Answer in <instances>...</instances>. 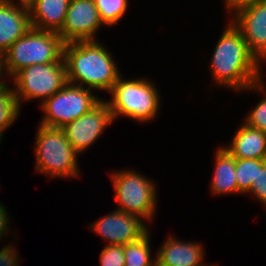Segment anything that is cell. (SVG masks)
I'll list each match as a JSON object with an SVG mask.
<instances>
[{
  "instance_id": "8",
  "label": "cell",
  "mask_w": 266,
  "mask_h": 266,
  "mask_svg": "<svg viewBox=\"0 0 266 266\" xmlns=\"http://www.w3.org/2000/svg\"><path fill=\"white\" fill-rule=\"evenodd\" d=\"M17 102L40 99L43 102L67 84L64 59L56 63L33 64L13 77Z\"/></svg>"
},
{
  "instance_id": "4",
  "label": "cell",
  "mask_w": 266,
  "mask_h": 266,
  "mask_svg": "<svg viewBox=\"0 0 266 266\" xmlns=\"http://www.w3.org/2000/svg\"><path fill=\"white\" fill-rule=\"evenodd\" d=\"M121 76L109 91L112 99L106 101L113 120L120 115L144 123L153 120L158 114L161 98L156 86L144 78L122 80Z\"/></svg>"
},
{
  "instance_id": "21",
  "label": "cell",
  "mask_w": 266,
  "mask_h": 266,
  "mask_svg": "<svg viewBox=\"0 0 266 266\" xmlns=\"http://www.w3.org/2000/svg\"><path fill=\"white\" fill-rule=\"evenodd\" d=\"M257 175V159L235 158V177L238 193H248Z\"/></svg>"
},
{
  "instance_id": "3",
  "label": "cell",
  "mask_w": 266,
  "mask_h": 266,
  "mask_svg": "<svg viewBox=\"0 0 266 266\" xmlns=\"http://www.w3.org/2000/svg\"><path fill=\"white\" fill-rule=\"evenodd\" d=\"M65 42L57 32L30 29L4 53V70L13 77L33 64L56 63L63 59Z\"/></svg>"
},
{
  "instance_id": "5",
  "label": "cell",
  "mask_w": 266,
  "mask_h": 266,
  "mask_svg": "<svg viewBox=\"0 0 266 266\" xmlns=\"http://www.w3.org/2000/svg\"><path fill=\"white\" fill-rule=\"evenodd\" d=\"M36 133L37 172L48 174L50 178L78 177V153L67 140L64 130L39 124Z\"/></svg>"
},
{
  "instance_id": "20",
  "label": "cell",
  "mask_w": 266,
  "mask_h": 266,
  "mask_svg": "<svg viewBox=\"0 0 266 266\" xmlns=\"http://www.w3.org/2000/svg\"><path fill=\"white\" fill-rule=\"evenodd\" d=\"M104 26H112L124 16L128 0H94Z\"/></svg>"
},
{
  "instance_id": "15",
  "label": "cell",
  "mask_w": 266,
  "mask_h": 266,
  "mask_svg": "<svg viewBox=\"0 0 266 266\" xmlns=\"http://www.w3.org/2000/svg\"><path fill=\"white\" fill-rule=\"evenodd\" d=\"M70 0H33L29 5L30 25L38 30L59 32Z\"/></svg>"
},
{
  "instance_id": "1",
  "label": "cell",
  "mask_w": 266,
  "mask_h": 266,
  "mask_svg": "<svg viewBox=\"0 0 266 266\" xmlns=\"http://www.w3.org/2000/svg\"><path fill=\"white\" fill-rule=\"evenodd\" d=\"M212 57L210 67L216 83L236 91L252 89L266 93L261 83V62L249 50L241 32L232 22L220 36Z\"/></svg>"
},
{
  "instance_id": "2",
  "label": "cell",
  "mask_w": 266,
  "mask_h": 266,
  "mask_svg": "<svg viewBox=\"0 0 266 266\" xmlns=\"http://www.w3.org/2000/svg\"><path fill=\"white\" fill-rule=\"evenodd\" d=\"M97 41L65 43L63 59L67 83L109 92L121 74L112 55Z\"/></svg>"
},
{
  "instance_id": "11",
  "label": "cell",
  "mask_w": 266,
  "mask_h": 266,
  "mask_svg": "<svg viewBox=\"0 0 266 266\" xmlns=\"http://www.w3.org/2000/svg\"><path fill=\"white\" fill-rule=\"evenodd\" d=\"M103 25L94 0H70L58 35L65 43L96 40L95 34Z\"/></svg>"
},
{
  "instance_id": "12",
  "label": "cell",
  "mask_w": 266,
  "mask_h": 266,
  "mask_svg": "<svg viewBox=\"0 0 266 266\" xmlns=\"http://www.w3.org/2000/svg\"><path fill=\"white\" fill-rule=\"evenodd\" d=\"M90 227L110 242L107 245H126L141 239L149 231L142 218L118 209L93 222Z\"/></svg>"
},
{
  "instance_id": "14",
  "label": "cell",
  "mask_w": 266,
  "mask_h": 266,
  "mask_svg": "<svg viewBox=\"0 0 266 266\" xmlns=\"http://www.w3.org/2000/svg\"><path fill=\"white\" fill-rule=\"evenodd\" d=\"M167 239L155 256L156 266H206L202 263L204 249L199 243L180 242L172 236Z\"/></svg>"
},
{
  "instance_id": "16",
  "label": "cell",
  "mask_w": 266,
  "mask_h": 266,
  "mask_svg": "<svg viewBox=\"0 0 266 266\" xmlns=\"http://www.w3.org/2000/svg\"><path fill=\"white\" fill-rule=\"evenodd\" d=\"M231 145L225 147L234 158L266 159V132L247 124L235 132Z\"/></svg>"
},
{
  "instance_id": "19",
  "label": "cell",
  "mask_w": 266,
  "mask_h": 266,
  "mask_svg": "<svg viewBox=\"0 0 266 266\" xmlns=\"http://www.w3.org/2000/svg\"><path fill=\"white\" fill-rule=\"evenodd\" d=\"M149 233L124 245L125 266H156V259H151Z\"/></svg>"
},
{
  "instance_id": "23",
  "label": "cell",
  "mask_w": 266,
  "mask_h": 266,
  "mask_svg": "<svg viewBox=\"0 0 266 266\" xmlns=\"http://www.w3.org/2000/svg\"><path fill=\"white\" fill-rule=\"evenodd\" d=\"M101 266H125L124 245H106L100 254Z\"/></svg>"
},
{
  "instance_id": "24",
  "label": "cell",
  "mask_w": 266,
  "mask_h": 266,
  "mask_svg": "<svg viewBox=\"0 0 266 266\" xmlns=\"http://www.w3.org/2000/svg\"><path fill=\"white\" fill-rule=\"evenodd\" d=\"M245 124L266 132V97L246 116Z\"/></svg>"
},
{
  "instance_id": "13",
  "label": "cell",
  "mask_w": 266,
  "mask_h": 266,
  "mask_svg": "<svg viewBox=\"0 0 266 266\" xmlns=\"http://www.w3.org/2000/svg\"><path fill=\"white\" fill-rule=\"evenodd\" d=\"M20 6V7H19ZM29 7L0 0V52L4 53L30 29Z\"/></svg>"
},
{
  "instance_id": "10",
  "label": "cell",
  "mask_w": 266,
  "mask_h": 266,
  "mask_svg": "<svg viewBox=\"0 0 266 266\" xmlns=\"http://www.w3.org/2000/svg\"><path fill=\"white\" fill-rule=\"evenodd\" d=\"M113 123V117L106 101L101 100L88 113L70 122L62 129L67 140L79 154L91 146L103 133L105 127Z\"/></svg>"
},
{
  "instance_id": "17",
  "label": "cell",
  "mask_w": 266,
  "mask_h": 266,
  "mask_svg": "<svg viewBox=\"0 0 266 266\" xmlns=\"http://www.w3.org/2000/svg\"><path fill=\"white\" fill-rule=\"evenodd\" d=\"M211 185V190L216 195L238 193L235 177V158L225 147L219 148L216 152L215 169Z\"/></svg>"
},
{
  "instance_id": "9",
  "label": "cell",
  "mask_w": 266,
  "mask_h": 266,
  "mask_svg": "<svg viewBox=\"0 0 266 266\" xmlns=\"http://www.w3.org/2000/svg\"><path fill=\"white\" fill-rule=\"evenodd\" d=\"M231 21L241 32L249 50L257 59L261 63L266 60V0L236 9Z\"/></svg>"
},
{
  "instance_id": "18",
  "label": "cell",
  "mask_w": 266,
  "mask_h": 266,
  "mask_svg": "<svg viewBox=\"0 0 266 266\" xmlns=\"http://www.w3.org/2000/svg\"><path fill=\"white\" fill-rule=\"evenodd\" d=\"M19 108L14 89L9 88L7 83L0 85V143L2 132L17 120Z\"/></svg>"
},
{
  "instance_id": "25",
  "label": "cell",
  "mask_w": 266,
  "mask_h": 266,
  "mask_svg": "<svg viewBox=\"0 0 266 266\" xmlns=\"http://www.w3.org/2000/svg\"><path fill=\"white\" fill-rule=\"evenodd\" d=\"M224 1H225V7H227V10L230 11L231 13L244 5L262 0H224Z\"/></svg>"
},
{
  "instance_id": "6",
  "label": "cell",
  "mask_w": 266,
  "mask_h": 266,
  "mask_svg": "<svg viewBox=\"0 0 266 266\" xmlns=\"http://www.w3.org/2000/svg\"><path fill=\"white\" fill-rule=\"evenodd\" d=\"M111 179L115 190L114 200L120 205L117 209L152 220L157 202L156 185L133 170L113 173Z\"/></svg>"
},
{
  "instance_id": "27",
  "label": "cell",
  "mask_w": 266,
  "mask_h": 266,
  "mask_svg": "<svg viewBox=\"0 0 266 266\" xmlns=\"http://www.w3.org/2000/svg\"><path fill=\"white\" fill-rule=\"evenodd\" d=\"M4 73V59H3V53L0 52V79L1 76H3ZM6 84L2 79L0 80V85Z\"/></svg>"
},
{
  "instance_id": "22",
  "label": "cell",
  "mask_w": 266,
  "mask_h": 266,
  "mask_svg": "<svg viewBox=\"0 0 266 266\" xmlns=\"http://www.w3.org/2000/svg\"><path fill=\"white\" fill-rule=\"evenodd\" d=\"M252 195L266 205V159H257V175L255 182H252L250 191Z\"/></svg>"
},
{
  "instance_id": "28",
  "label": "cell",
  "mask_w": 266,
  "mask_h": 266,
  "mask_svg": "<svg viewBox=\"0 0 266 266\" xmlns=\"http://www.w3.org/2000/svg\"><path fill=\"white\" fill-rule=\"evenodd\" d=\"M33 0H19L18 4L29 5Z\"/></svg>"
},
{
  "instance_id": "26",
  "label": "cell",
  "mask_w": 266,
  "mask_h": 266,
  "mask_svg": "<svg viewBox=\"0 0 266 266\" xmlns=\"http://www.w3.org/2000/svg\"><path fill=\"white\" fill-rule=\"evenodd\" d=\"M8 213L6 212L5 207L3 206V204L0 203V238H2L4 235H6L5 233L8 232Z\"/></svg>"
},
{
  "instance_id": "7",
  "label": "cell",
  "mask_w": 266,
  "mask_h": 266,
  "mask_svg": "<svg viewBox=\"0 0 266 266\" xmlns=\"http://www.w3.org/2000/svg\"><path fill=\"white\" fill-rule=\"evenodd\" d=\"M101 100L91 89L67 83L61 90L42 102L44 117L40 125L63 128L88 113Z\"/></svg>"
}]
</instances>
